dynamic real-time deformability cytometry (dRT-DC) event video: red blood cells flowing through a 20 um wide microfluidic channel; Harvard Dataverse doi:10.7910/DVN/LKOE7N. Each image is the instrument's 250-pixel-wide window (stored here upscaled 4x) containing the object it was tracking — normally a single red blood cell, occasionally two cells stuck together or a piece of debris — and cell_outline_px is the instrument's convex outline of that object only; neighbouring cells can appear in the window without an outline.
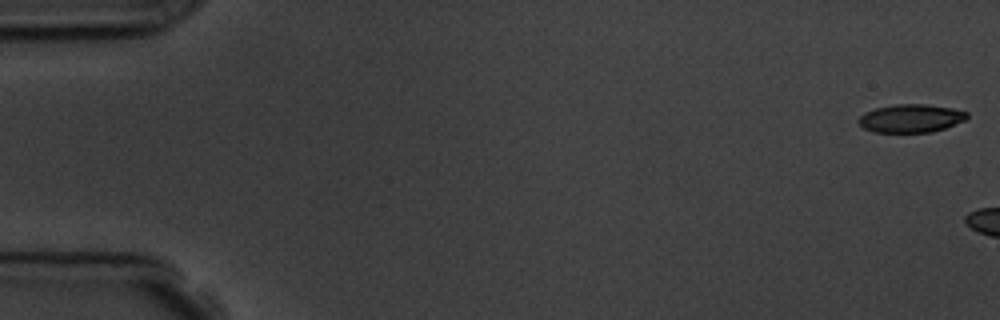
{"species": "common noctule bat (a hibernating species)", "species_latin": "Nyctalus noctula", "temperature_condition": "room temperature", "stored_images_in_passage": 3, "camera_frame_rate_fps": 3000, "um_per_image_px": 0.085, "animal": {"sex": "male", "body_mass_g": 19.5, "forearm_length_mm": 54.6}, "frame": {"image": 1, "passage_image": 1, "time_ms": 0.0, "image_size_px": [1000, 320], "cell_outline_px": [[968, 116], [964, 120], [944, 128], [932, 132], [872, 132], [864, 128], [856, 120], [864, 112], [876, 108], [896, 104], [928, 104], [952, 108], [968, 112]], "centroid_in_image_um": [77.4, 10.05], "position_along_channel_um": 7.6, "area_um2": 17.8}}